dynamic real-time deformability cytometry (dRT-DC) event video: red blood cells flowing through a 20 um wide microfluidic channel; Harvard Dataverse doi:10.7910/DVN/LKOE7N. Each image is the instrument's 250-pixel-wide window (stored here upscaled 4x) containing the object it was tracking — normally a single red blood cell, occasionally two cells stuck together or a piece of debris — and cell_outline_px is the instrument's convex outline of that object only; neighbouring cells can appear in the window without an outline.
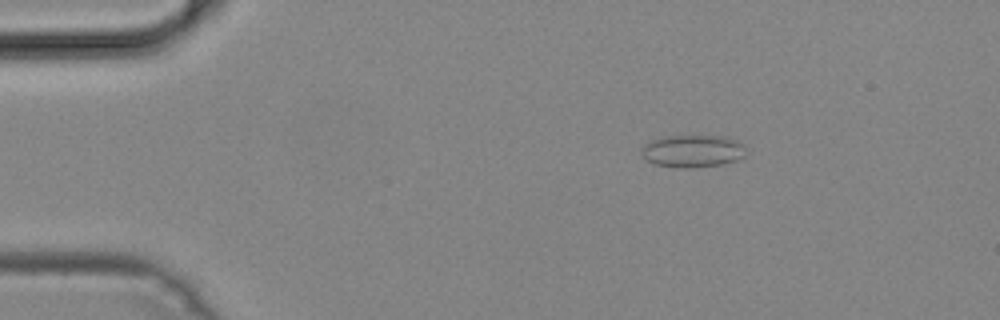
{"species": "common noctule bat (a hibernating species)", "species_latin": "Nyctalus noctula", "temperature_condition": "cold", "stored_images_in_passage": 49, "camera_frame_rate_fps": 3000, "um_per_image_px": 0.085, "animal": {"sex": "male", "body_mass_g": 19.2, "forearm_length_mm": 51.8}, "frame": {"image": 1, "passage_image": 8, "time_ms": 2.333, "image_size_px": [1000, 320], "cell_outline_px": [[744, 156], [736, 160], [724, 164], [692, 168], [676, 168], [656, 164], [648, 160], [644, 156], [640, 148], [644, 144], [652, 140], [664, 136], [728, 136], [744, 144]], "centroid_in_image_um": [58.89, 12.84], "position_along_channel_um": 26.1, "area_um2": 19.83}}
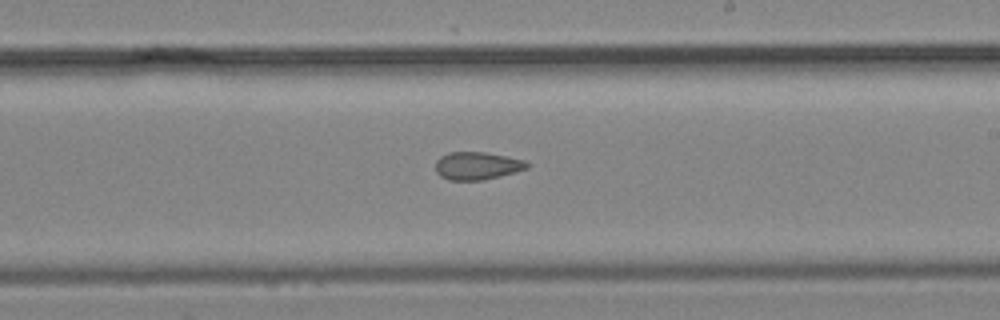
{"frame": {"image": 2, "passage_image": 29, "time_ms": 9.333, "image_size_px": [1000, 320], "cell_outline_px": [[528, 168], [516, 172], [484, 180], [448, 180], [440, 176], [436, 172], [436, 160], [440, 156], [448, 152], [484, 152], [524, 160], [528, 164]], "centroid_in_image_um": [40.52, 14.1], "position_along_channel_um": 248.5, "area_um2": 14.8}}
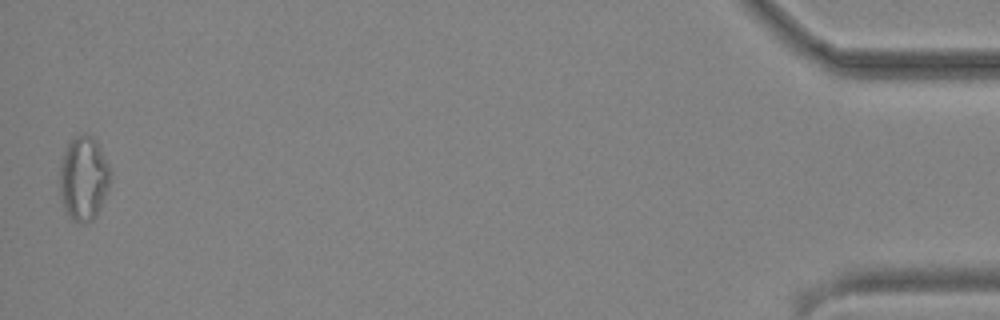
{"frame": {"image": 3, "passage_image": 49, "time_ms": 16.0, "image_size_px": [1000, 320], "cell_outline_px": [[112, 176], [108, 188], [96, 216], [92, 220], [80, 224], [72, 220], [64, 208], [60, 196], [60, 164], [64, 152], [68, 144], [76, 136], [92, 136], [96, 140], [108, 164]], "centroid_in_image_um": [7.11, 15.2], "position_along_channel_um": 428.1, "area_um2": 24.62}}